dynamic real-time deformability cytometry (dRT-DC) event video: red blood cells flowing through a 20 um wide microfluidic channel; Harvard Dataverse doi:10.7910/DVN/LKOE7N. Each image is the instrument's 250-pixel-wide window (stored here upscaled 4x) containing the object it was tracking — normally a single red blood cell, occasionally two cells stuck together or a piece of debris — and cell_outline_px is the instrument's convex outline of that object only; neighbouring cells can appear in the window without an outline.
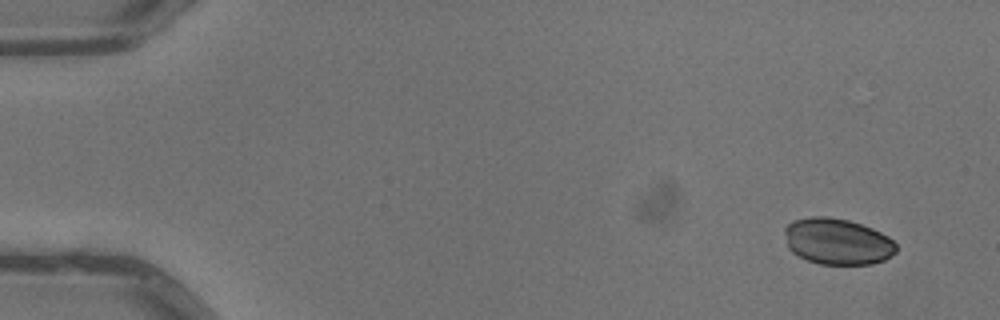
{"species": "common noctule bat (a hibernating species)", "species_latin": "Nyctalus noctula", "temperature_condition": "warm", "stored_images_in_passage": 4, "camera_frame_rate_fps": 3000, "um_per_image_px": 0.085, "animal": {"sex": "male", "body_mass_g": 13.3}, "frame": {"image": 1, "passage_image": 1, "time_ms": 0.0, "image_size_px": [1000, 320], "cell_outline_px": [[896, 252], [884, 260], [872, 264], [820, 264], [808, 260], [792, 252], [788, 248], [784, 232], [784, 228], [792, 220], [812, 216], [828, 216], [848, 220], [872, 228], [888, 236], [896, 244]], "centroid_in_image_um": [71.16, 20.51], "position_along_channel_um": 13.8, "area_um2": 30.11}}
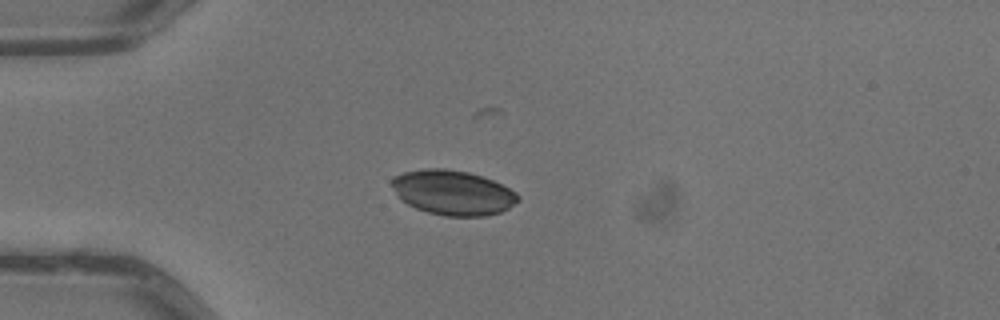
{"frame": {"image": 2, "passage_image": 4, "time_ms": 1.0, "image_size_px": [1000, 320], "cell_outline_px": [[520, 200], [508, 208], [500, 212], [484, 216], [444, 216], [428, 212], [416, 208], [408, 204], [396, 192], [392, 184], [392, 176], [404, 172], [424, 168], [444, 168], [468, 172], [492, 180], [516, 192], [520, 196]], "centroid_in_image_um": [38.51, 16.37], "position_along_channel_um": 46.5, "area_um2": 32.66}}